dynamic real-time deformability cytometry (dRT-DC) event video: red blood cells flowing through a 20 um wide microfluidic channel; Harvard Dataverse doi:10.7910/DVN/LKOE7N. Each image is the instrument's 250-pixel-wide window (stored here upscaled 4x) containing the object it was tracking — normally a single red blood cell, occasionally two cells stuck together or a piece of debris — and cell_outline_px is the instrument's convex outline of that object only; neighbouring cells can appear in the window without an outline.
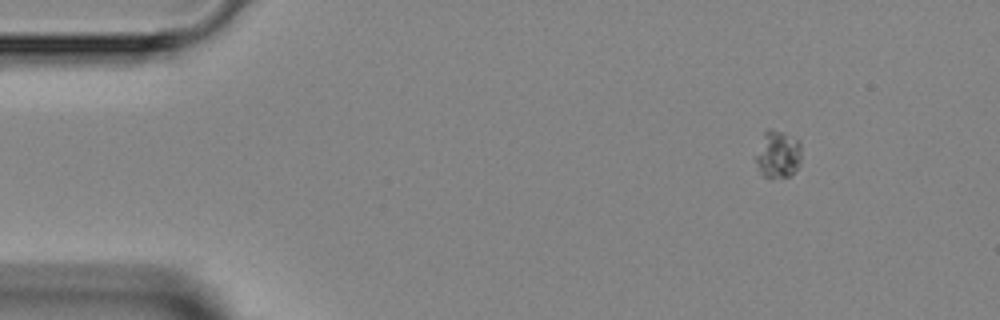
{"species": "Egyptian fruit bat (a non-hibernating species)", "species_latin": "Rousettus aegyptiacus", "temperature_condition": "room temperature", "stored_images_in_passage": 4, "segment_of_instrument_passage": [1, 2], "camera_frame_rate_fps": 3000, "um_per_image_px": 0.085, "animal": {"sex": "female"}, "frame": {"image": 1, "passage_image": 1, "time_ms": 0.0, "image_size_px": [1000, 320], "cell_outline_px": [[800, 164], [792, 176], [764, 176], [760, 172], [756, 164], [756, 156], [764, 132], [768, 128], [780, 132], [796, 140], [800, 144]], "centroid_in_image_um": [66.12, 13.14], "position_along_channel_um": 18.9, "area_um2": 12.14}}